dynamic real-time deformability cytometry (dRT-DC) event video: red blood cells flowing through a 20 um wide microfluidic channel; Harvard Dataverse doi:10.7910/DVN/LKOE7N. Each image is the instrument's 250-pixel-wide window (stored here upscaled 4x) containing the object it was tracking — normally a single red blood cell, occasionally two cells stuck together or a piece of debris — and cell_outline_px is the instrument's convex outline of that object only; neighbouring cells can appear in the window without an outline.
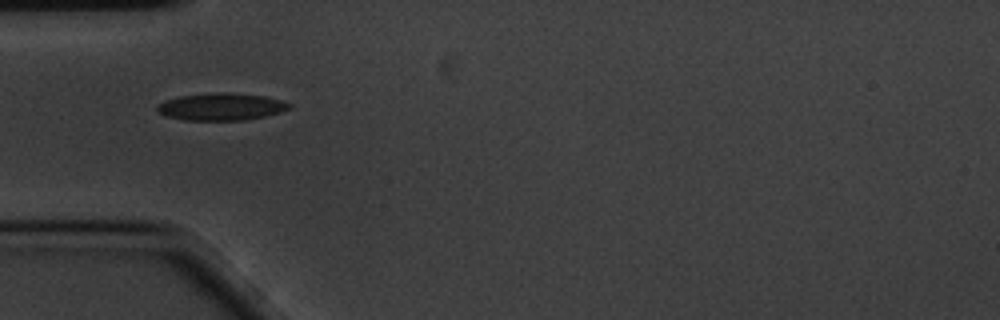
{"species": "common noctule bat (a hibernating species)", "species_latin": "Nyctalus noctula", "temperature_condition": "cold", "stored_images_in_passage": 6, "camera_frame_rate_fps": 3000, "um_per_image_px": 0.085, "animal": {"sex": "male", "body_mass_g": 20.1, "forearm_length_mm": 53.5}, "frame": {"image": 1, "passage_image": 1, "time_ms": 0.0, "image_size_px": [1000, 320], "cell_outline_px": [[292, 108], [280, 112], [264, 116], [244, 120], [184, 120], [164, 116], [156, 112], [156, 104], [164, 100], [180, 96], [220, 92], [228, 92], [264, 96], [280, 100], [292, 104]], "centroid_in_image_um": [18.75, 9.07], "position_along_channel_um": 66.2, "area_um2": 21.1}}
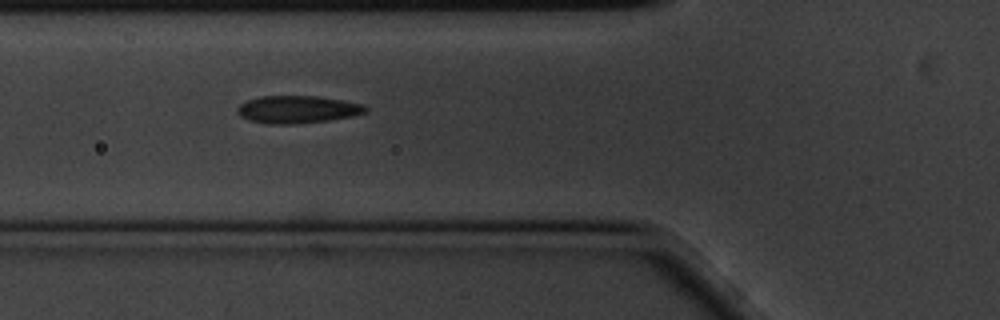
{"frame": {"image": 2, "passage_image": 4, "time_ms": 1.0, "image_size_px": [1000, 320], "cell_outline_px": [[368, 112], [352, 116], [328, 120], [292, 124], [268, 124], [248, 120], [240, 116], [236, 112], [236, 108], [240, 104], [248, 100], [260, 96], [316, 96], [364, 104], [368, 108]], "centroid_in_image_um": [25.26, 9.3], "position_along_channel_um": 100.5, "area_um2": 20.58}}